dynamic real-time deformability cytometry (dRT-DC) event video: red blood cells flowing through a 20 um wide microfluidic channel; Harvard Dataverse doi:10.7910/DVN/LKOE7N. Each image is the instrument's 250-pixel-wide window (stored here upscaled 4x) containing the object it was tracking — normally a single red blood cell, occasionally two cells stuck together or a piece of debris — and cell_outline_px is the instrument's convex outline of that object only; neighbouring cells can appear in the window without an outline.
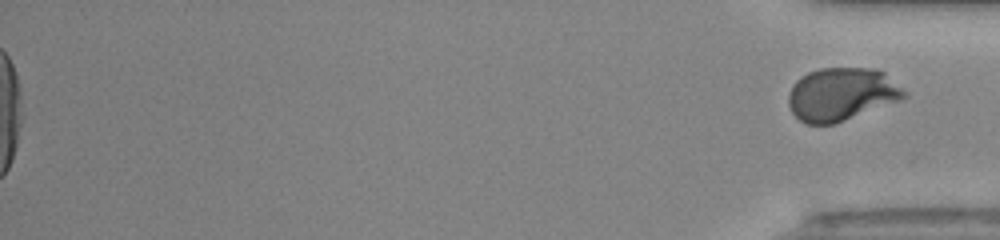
{"species": "human", "species_latin": "Homo sapiens", "temperature_condition": "room temperature", "stored_images_in_passage": 51, "segment_of_instrument_passage": [2, 2], "camera_frame_rate_fps": 3000, "um_per_image_px": 0.085, "donor": {"sex": "male"}, "frame": {"image": 1, "passage_image": 51, "time_ms": 16.667, "image_size_px": [1000, 240], "cell_outline_px": [[908, 96], [900, 100], [832, 124], [804, 124], [792, 112], [788, 104], [788, 96], [796, 80], [800, 76], [808, 72], [820, 68], [876, 68], [884, 72]], "centroid_in_image_um": [71.49, 8.0], "position_along_channel_um": 363.7, "area_um2": 35.32}}